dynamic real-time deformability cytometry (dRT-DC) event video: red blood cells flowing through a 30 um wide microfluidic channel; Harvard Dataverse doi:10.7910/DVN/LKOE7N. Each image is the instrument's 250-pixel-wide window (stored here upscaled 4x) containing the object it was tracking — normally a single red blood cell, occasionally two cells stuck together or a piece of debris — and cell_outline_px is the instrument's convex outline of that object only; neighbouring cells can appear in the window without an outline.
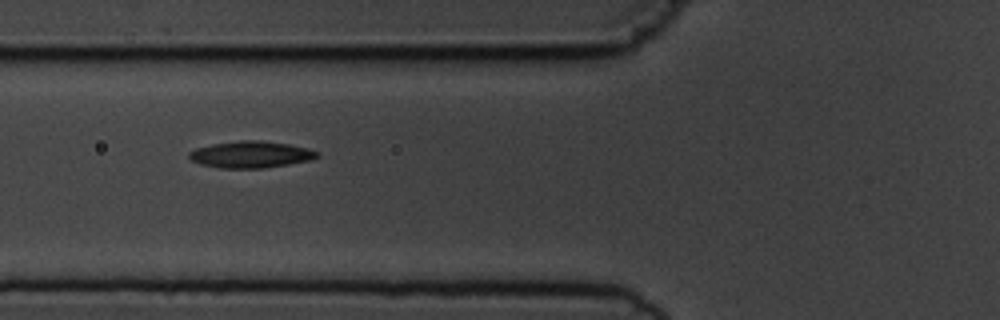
{"species": "common noctule bat (a hibernating species)", "species_latin": "Nyctalus noctula", "temperature_condition": "cold", "stored_images_in_passage": 3, "camera_frame_rate_fps": 3000, "um_per_image_px": 0.085, "animal": {"sex": "male", "body_mass_g": 19.5, "forearm_length_mm": 54.6}, "frame": {"image": 1, "passage_image": 3, "time_ms": 2.333, "image_size_px": [1000, 320], "cell_outline_px": [[320, 156], [312, 160], [288, 164], [260, 168], [220, 168], [200, 164], [192, 160], [188, 156], [188, 152], [196, 148], [212, 144], [240, 140], [260, 140], [288, 144], [308, 148], [320, 152]], "centroid_in_image_um": [21.34, 13.13], "position_along_channel_um": 104.5, "area_um2": 19.94}}